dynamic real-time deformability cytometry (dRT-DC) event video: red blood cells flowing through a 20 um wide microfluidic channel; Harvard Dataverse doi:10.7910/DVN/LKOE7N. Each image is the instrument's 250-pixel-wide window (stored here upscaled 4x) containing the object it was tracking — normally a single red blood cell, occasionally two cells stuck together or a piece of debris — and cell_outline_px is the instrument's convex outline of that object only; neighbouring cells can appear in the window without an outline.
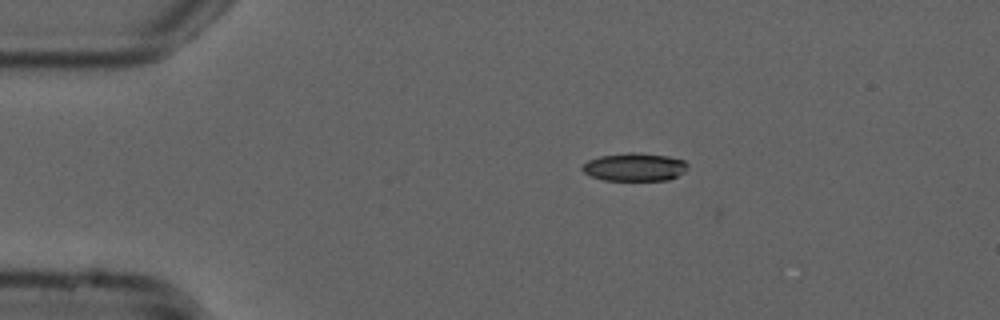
{"species": "common noctule bat (a hibernating species)", "species_latin": "Nyctalus noctula", "temperature_condition": "cold", "stored_images_in_passage": 2, "camera_frame_rate_fps": 3000, "um_per_image_px": 0.085, "animal": {"sex": "male", "forearm_length_mm": 52.5}, "frame": {"image": 1, "passage_image": 1, "time_ms": 0.0, "image_size_px": [1000, 320], "cell_outline_px": [[688, 168], [684, 172], [668, 180], [604, 180], [592, 176], [584, 172], [580, 168], [588, 160], [600, 156], [628, 152], [640, 152], [668, 156], [684, 160], [688, 164]], "centroid_in_image_um": [53.96, 14.18], "position_along_channel_um": 31.0, "area_um2": 17.28}}